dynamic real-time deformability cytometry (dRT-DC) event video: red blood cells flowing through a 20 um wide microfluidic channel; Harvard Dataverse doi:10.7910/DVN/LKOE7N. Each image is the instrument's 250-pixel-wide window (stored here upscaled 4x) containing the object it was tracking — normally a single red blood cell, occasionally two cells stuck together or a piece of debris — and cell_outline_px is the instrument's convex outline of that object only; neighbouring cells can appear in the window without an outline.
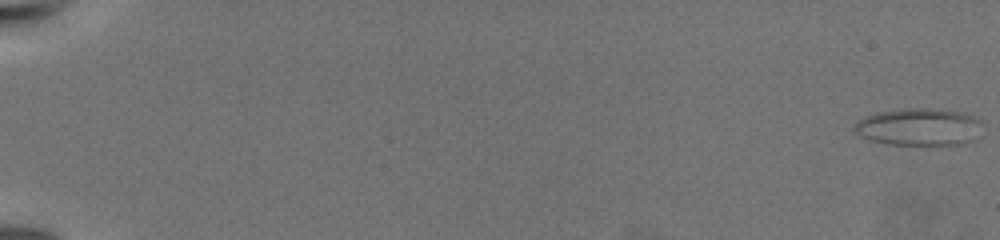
{"species": "common noctule bat (a hibernating species)", "species_latin": "Nyctalus noctula", "temperature_condition": "warm", "stored_images_in_passage": 12, "camera_frame_rate_fps": 3000, "um_per_image_px": 0.085, "animal": {"sex": "female", "body_mass_g": 19.5, "forearm_length_mm": 54.1}, "frame": {"image": 1, "passage_image": 1, "time_ms": 0.0, "image_size_px": [1000, 240], "cell_outline_px": [[980, 120], [976, 140], [964, 144], [888, 144], [868, 140], [860, 136], [852, 128], [856, 120], [864, 116], [876, 112], [908, 108], [936, 108], [964, 112]], "centroid_in_image_um": [78.06, 10.78], "position_along_channel_um": 6.9, "area_um2": 28.03}}
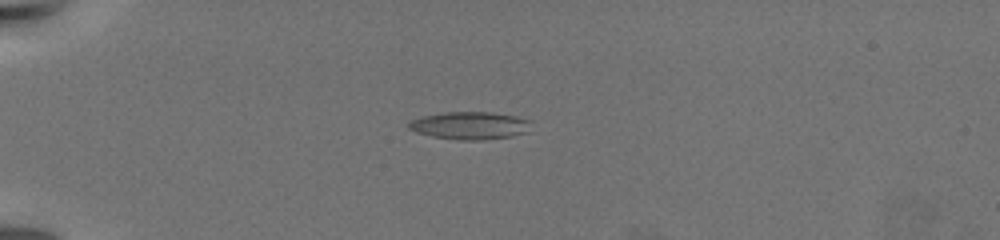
{"frame": {"image": 2, "passage_image": 8, "time_ms": 6.667, "image_size_px": [1000, 240], "cell_outline_px": [[532, 120], [528, 132], [512, 136], [484, 140], [460, 140], [432, 136], [416, 132], [408, 128], [408, 124], [412, 120], [424, 116], [444, 112], [492, 112], [516, 116]], "centroid_in_image_um": [39.99, 10.67], "position_along_channel_um": 45.0, "area_um2": 19.77}}
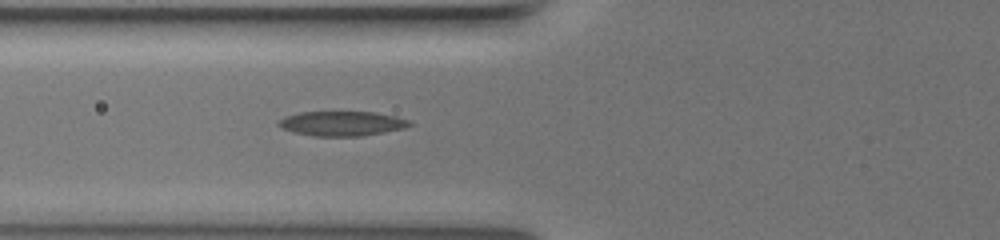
{"frame": {"image": 3, "passage_image": 11, "time_ms": 9.667, "image_size_px": [1000, 240], "cell_outline_px": [[412, 124], [404, 128], [384, 132], [360, 136], [312, 136], [292, 132], [276, 124], [284, 116], [300, 112], [376, 112], [396, 116], [408, 120]], "centroid_in_image_um": [29.05, 10.5], "position_along_channel_um": 96.8, "area_um2": 18.79}}